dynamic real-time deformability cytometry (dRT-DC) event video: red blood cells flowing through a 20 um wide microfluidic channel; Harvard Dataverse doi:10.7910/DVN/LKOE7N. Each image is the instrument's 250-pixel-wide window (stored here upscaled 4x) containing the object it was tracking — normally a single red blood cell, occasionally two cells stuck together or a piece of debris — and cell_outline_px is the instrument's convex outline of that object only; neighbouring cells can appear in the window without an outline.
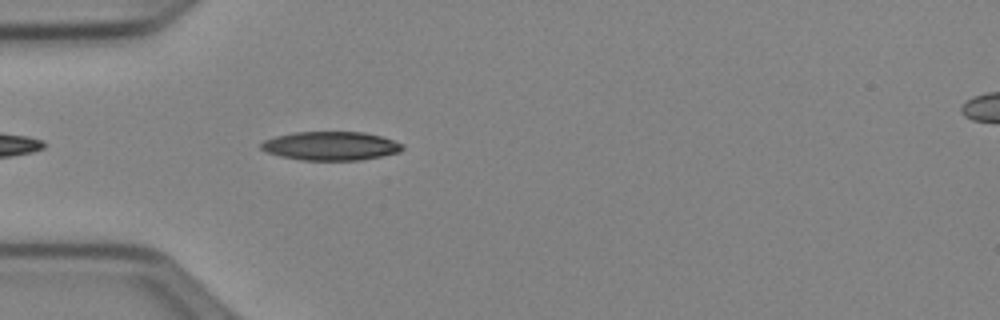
{"species": "Egyptian fruit bat (a non-hibernating species)", "species_latin": "Rousettus aegyptiacus", "temperature_condition": "cold", "stored_images_in_passage": 6, "camera_frame_rate_fps": 3000, "um_per_image_px": 0.085, "animal": {"sex": "female"}, "frame": {"image": 1, "passage_image": 3, "time_ms": 0.667, "image_size_px": [1000, 320], "cell_outline_px": [[404, 148], [400, 152], [360, 160], [300, 160], [280, 156], [268, 152], [260, 148], [260, 144], [264, 140], [276, 136], [296, 132], [364, 132], [380, 136], [404, 144]], "centroid_in_image_um": [28.11, 12.4], "position_along_channel_um": 56.9, "area_um2": 23.58}}